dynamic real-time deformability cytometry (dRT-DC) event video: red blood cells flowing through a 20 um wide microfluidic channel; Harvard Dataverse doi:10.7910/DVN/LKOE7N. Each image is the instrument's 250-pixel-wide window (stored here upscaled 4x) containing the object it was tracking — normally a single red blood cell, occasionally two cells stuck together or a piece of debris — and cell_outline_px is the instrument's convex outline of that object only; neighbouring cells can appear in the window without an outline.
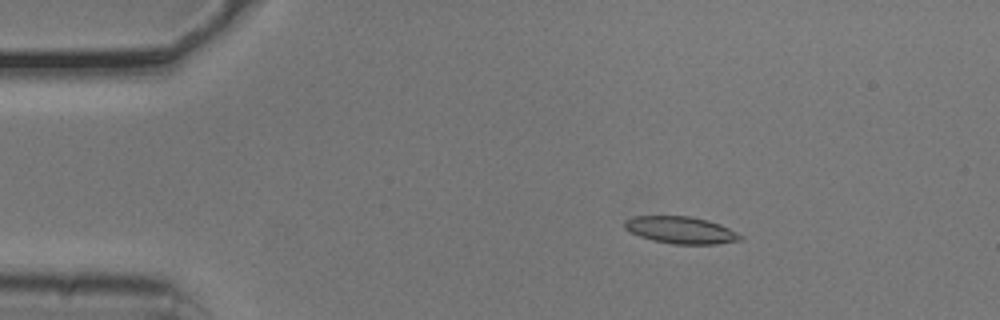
{"species": "common noctule bat (a hibernating species)", "species_latin": "Nyctalus noctula", "temperature_condition": "cold", "stored_images_in_passage": 54, "camera_frame_rate_fps": 3000, "um_per_image_px": 0.085, "animal": {"sex": "male", "body_mass_g": 20.5, "forearm_length_mm": 52.5}, "frame": {"image": 1, "passage_image": 9, "time_ms": 2.667, "image_size_px": [1000, 320], "cell_outline_px": [[744, 236], [740, 240], [716, 244], [676, 244], [652, 240], [640, 236], [624, 228], [624, 220], [636, 216], [688, 216], [708, 220], [720, 224]], "centroid_in_image_um": [57.87, 19.55], "position_along_channel_um": 27.1, "area_um2": 18.09}}
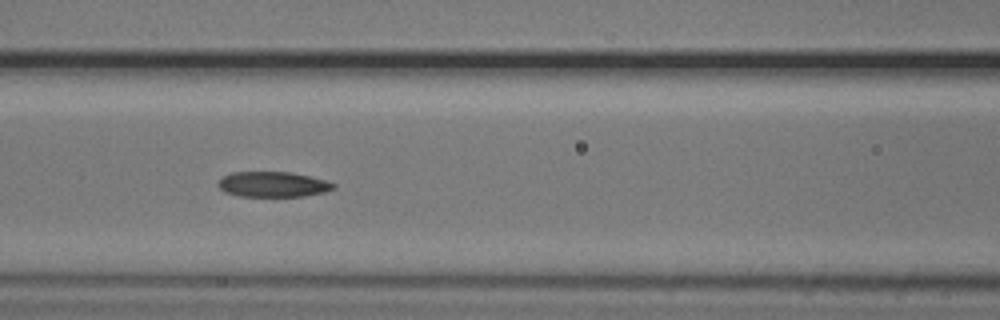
{"frame": {"image": 2, "passage_image": 23, "time_ms": 7.333, "image_size_px": [1000, 320], "cell_outline_px": [[336, 188], [324, 192], [304, 196], [240, 196], [224, 192], [216, 184], [224, 176], [232, 172], [292, 172], [324, 180], [336, 184]], "centroid_in_image_um": [23.19, 15.67], "position_along_channel_um": 143.4, "area_um2": 16.94}}
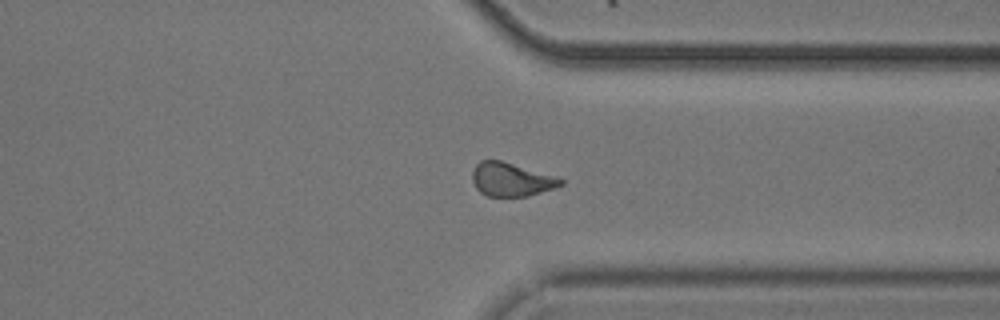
{"frame": {"image": 3, "passage_image": 41, "time_ms": 13.333, "image_size_px": [1000, 320], "cell_outline_px": [[564, 184], [528, 196], [488, 196], [480, 192], [476, 188], [472, 180], [472, 172], [476, 164], [480, 160], [500, 160], [556, 176], [564, 180]], "centroid_in_image_um": [43.43, 15.25], "position_along_channel_um": 368.0, "area_um2": 17.17}, "authors_computed_cell_mechanics": {"area_um2": 17.8891, "velocity_mm_per_s": 3.7552, "shape_relaxation_time_tau1_ms": null, "shape_relaxation_time_tau2_ms": 4.1282, "deformation_change_tau1": null, "deformation_change_tau2": 0.108}}